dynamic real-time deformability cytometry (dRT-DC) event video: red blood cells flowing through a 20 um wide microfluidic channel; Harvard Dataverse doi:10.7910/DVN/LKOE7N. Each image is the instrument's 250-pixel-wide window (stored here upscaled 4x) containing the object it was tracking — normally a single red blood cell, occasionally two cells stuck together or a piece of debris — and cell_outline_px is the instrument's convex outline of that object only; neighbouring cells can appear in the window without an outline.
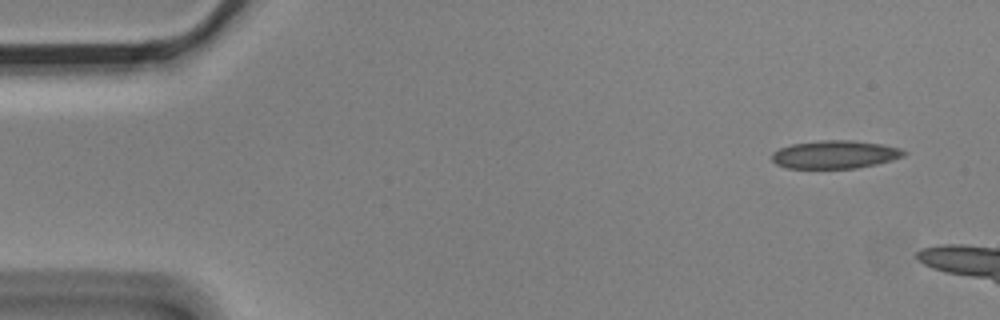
{"species": "Egyptian fruit bat (a non-hibernating species)", "species_latin": "Rousettus aegyptiacus", "temperature_condition": "cold", "stored_images_in_passage": 8, "segment_of_instrument_passage": [1, 2], "camera_frame_rate_fps": 3000, "um_per_image_px": 0.085, "animal": {"sex": "male"}, "frame": {"image": 1, "passage_image": 1, "time_ms": 0.0, "image_size_px": [1000, 320], "cell_outline_px": [[908, 152], [904, 156], [892, 160], [876, 164], [856, 168], [788, 168], [776, 164], [772, 160], [772, 152], [780, 148], [792, 144], [820, 140], [852, 140], [880, 144], [900, 148]], "centroid_in_image_um": [70.98, 13.13], "position_along_channel_um": 14.0, "area_um2": 21.56}}
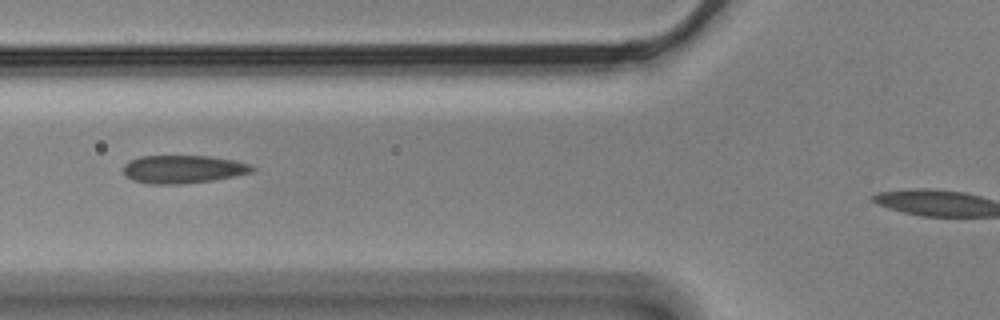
{"frame": {"image": 2, "passage_image": 6, "time_ms": 1.667, "image_size_px": [1000, 320], "cell_outline_px": [[256, 168], [252, 172], [236, 176], [212, 180], [180, 184], [148, 184], [132, 180], [124, 176], [124, 164], [128, 160], [140, 156], [212, 156], [236, 160], [252, 164]], "centroid_in_image_um": [15.57, 14.38], "position_along_channel_um": 110.2, "area_um2": 21.39}}
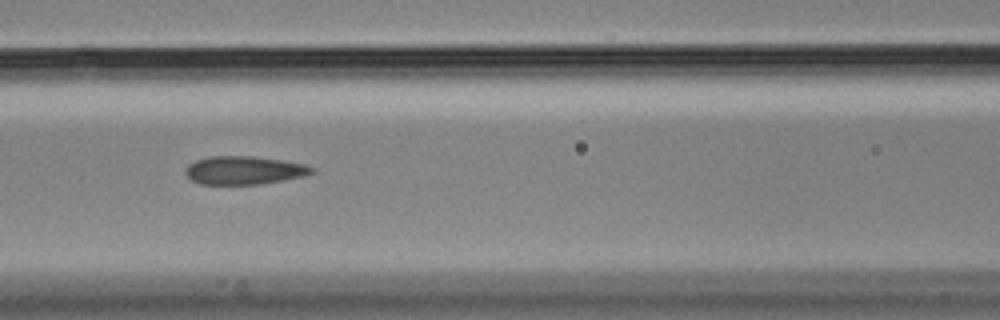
{"frame": {"image": 3, "passage_image": 7, "time_ms": 2.0, "image_size_px": [1000, 320], "cell_outline_px": [[316, 172], [304, 176], [284, 180], [260, 184], [200, 184], [192, 180], [184, 172], [188, 164], [196, 160], [208, 156], [252, 156], [280, 160], [304, 164], [316, 168]], "centroid_in_image_um": [20.76, 14.47], "position_along_channel_um": 145.8, "area_um2": 20.87}}